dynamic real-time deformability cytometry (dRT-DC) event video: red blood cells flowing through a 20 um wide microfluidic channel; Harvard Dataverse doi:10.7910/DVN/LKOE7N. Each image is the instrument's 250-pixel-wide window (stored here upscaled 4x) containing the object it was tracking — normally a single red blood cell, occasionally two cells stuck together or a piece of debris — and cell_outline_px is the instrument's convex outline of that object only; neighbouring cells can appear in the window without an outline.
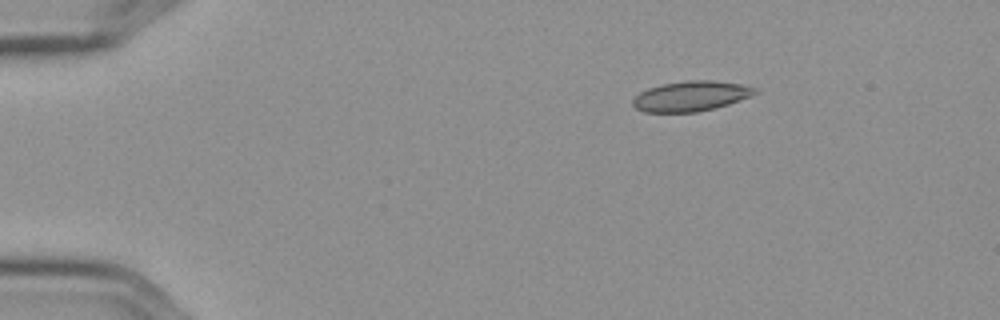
{"species": "Egyptian fruit bat (a non-hibernating species)", "species_latin": "Rousettus aegyptiacus", "temperature_condition": "cold", "stored_images_in_passage": 4, "camera_frame_rate_fps": 3000, "um_per_image_px": 0.085, "frame": {"image": 1, "passage_image": 2, "time_ms": 0.333, "image_size_px": [1000, 320], "cell_outline_px": [[756, 92], [748, 96], [728, 104], [696, 112], [644, 112], [636, 108], [632, 104], [632, 100], [640, 92], [648, 88], [660, 84], [688, 80], [712, 80], [740, 84], [756, 88]], "centroid_in_image_um": [58.66, 8.16], "position_along_channel_um": 26.3, "area_um2": 21.15}}